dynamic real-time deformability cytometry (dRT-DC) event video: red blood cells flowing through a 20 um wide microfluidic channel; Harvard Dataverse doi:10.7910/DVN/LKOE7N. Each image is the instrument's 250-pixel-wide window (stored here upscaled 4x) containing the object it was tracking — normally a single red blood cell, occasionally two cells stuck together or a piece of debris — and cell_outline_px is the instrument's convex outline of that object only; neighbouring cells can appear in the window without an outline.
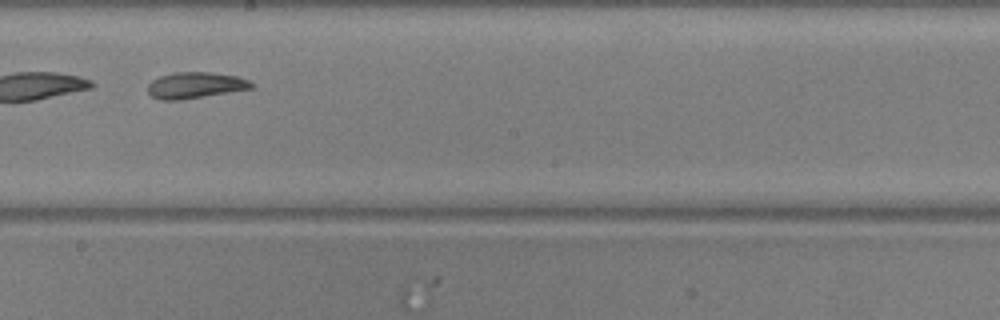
{"species": "common noctule bat (a hibernating species)", "species_latin": "Nyctalus noctula", "temperature_condition": "warm", "stored_images_in_passage": 28, "camera_frame_rate_fps": 3000, "um_per_image_px": 0.085, "animal": {"sex": "male", "body_mass_g": 20.5, "forearm_length_mm": 52.5}, "frame": {"image": 1, "passage_image": 13, "time_ms": 4.0, "image_size_px": [1000, 320], "cell_outline_px": [[252, 88], [180, 100], [160, 100], [152, 96], [148, 92], [148, 84], [152, 80], [160, 76], [172, 72], [212, 72], [236, 76], [248, 80], [252, 84]], "centroid_in_image_um": [16.55, 7.24], "position_along_channel_um": 231.7, "area_um2": 15.66}}
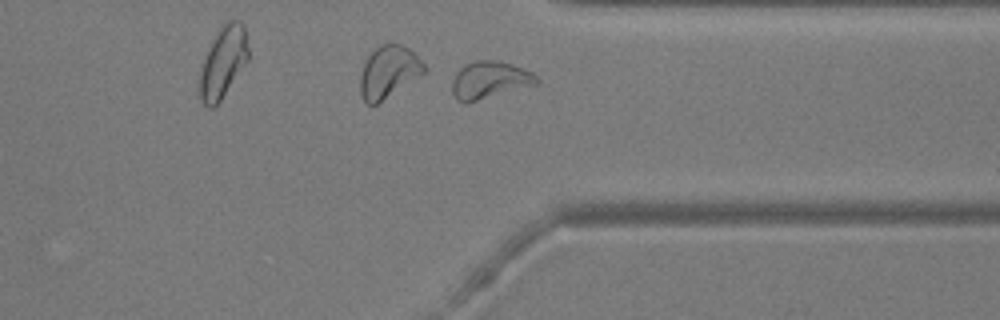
{"frame": {"image": 2, "passage_image": 24, "time_ms": 7.667, "image_size_px": [1000, 320], "cell_outline_px": [[540, 80], [536, 84], [468, 104], [464, 104], [456, 100], [452, 92], [452, 80], [456, 72], [464, 64], [476, 60], [500, 60], [512, 64], [532, 72]], "centroid_in_image_um": [41.58, 6.82], "position_along_channel_um": 369.8, "area_um2": 18.73}}